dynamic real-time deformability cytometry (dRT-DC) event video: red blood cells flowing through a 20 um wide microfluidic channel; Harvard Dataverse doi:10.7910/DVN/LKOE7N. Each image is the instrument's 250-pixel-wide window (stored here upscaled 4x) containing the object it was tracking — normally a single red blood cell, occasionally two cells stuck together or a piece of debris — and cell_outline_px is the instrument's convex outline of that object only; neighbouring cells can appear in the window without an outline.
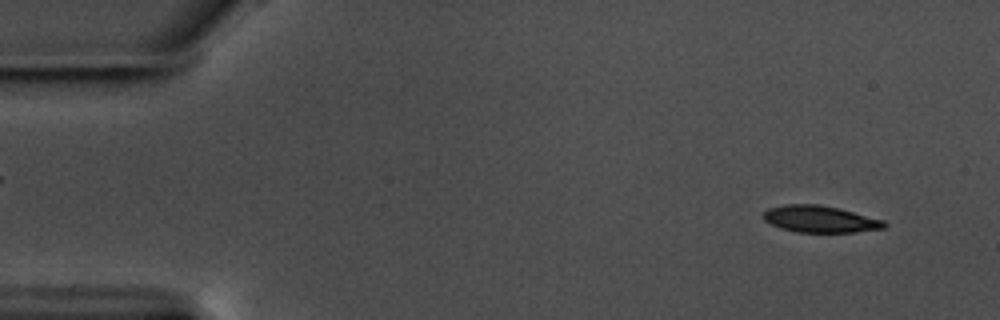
{"species": "common noctule bat (a hibernating species)", "species_latin": "Nyctalus noctula", "temperature_condition": "warm", "stored_images_in_passage": 56, "camera_frame_rate_fps": 3000, "um_per_image_px": 0.085, "animal": {"sex": "male", "body_mass_g": 17.5, "forearm_length_mm": 52.3}, "frame": {"image": 1, "passage_image": 4, "time_ms": 1.0, "image_size_px": [1000, 320], "cell_outline_px": [[888, 224], [884, 228], [856, 232], [796, 232], [780, 228], [764, 220], [764, 212], [768, 208], [784, 204], [820, 204], [884, 220]], "centroid_in_image_um": [69.69, 18.62], "position_along_channel_um": 15.3, "area_um2": 18.73}}
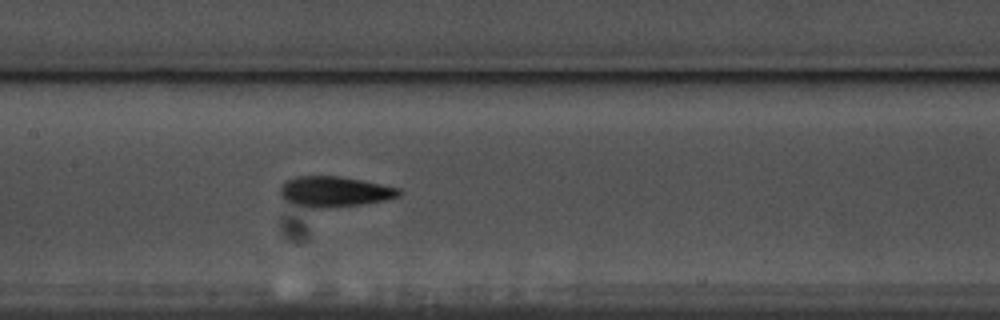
{"frame": {"image": 2, "passage_image": 27, "time_ms": 8.667, "image_size_px": [1000, 320], "cell_outline_px": [[400, 196], [384, 200], [364, 204], [324, 208], [308, 208], [284, 200], [280, 196], [280, 188], [288, 180], [296, 176], [340, 176], [400, 188]], "centroid_in_image_um": [28.42, 16.29], "position_along_channel_um": 179.0, "area_um2": 20.98}}
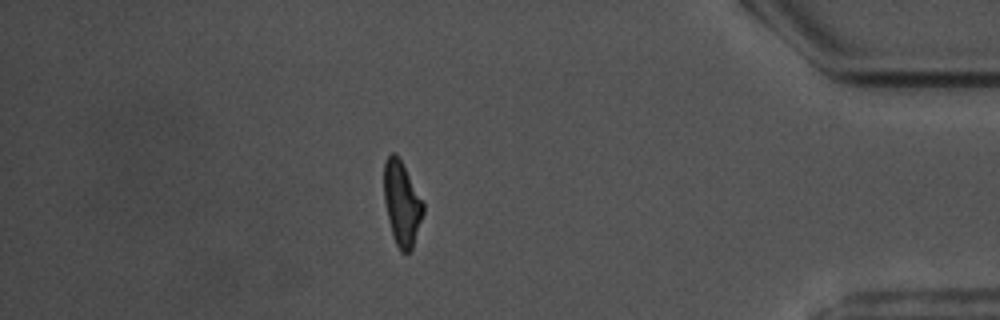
{"frame": {"image": 3, "passage_image": 49, "time_ms": 16.0, "image_size_px": [1000, 320], "cell_outline_px": [[424, 212], [412, 248], [408, 252], [400, 252], [392, 236], [388, 220], [384, 200], [384, 164], [388, 156], [392, 152], [396, 152], [424, 204]], "centroid_in_image_um": [34.14, 17.31], "position_along_channel_um": 401.1, "area_um2": 19.02}, "authors_computed_cell_mechanics": {"area_um2": 19.8832, "velocity_mm_per_s": 3.5803, "shape_relaxation_time_tau1_ms": 2.8806, "shape_relaxation_time_tau2_ms": 6.2054, "deformation_change_tau1": 0.1345, "deformation_change_tau2": 0.1531}}